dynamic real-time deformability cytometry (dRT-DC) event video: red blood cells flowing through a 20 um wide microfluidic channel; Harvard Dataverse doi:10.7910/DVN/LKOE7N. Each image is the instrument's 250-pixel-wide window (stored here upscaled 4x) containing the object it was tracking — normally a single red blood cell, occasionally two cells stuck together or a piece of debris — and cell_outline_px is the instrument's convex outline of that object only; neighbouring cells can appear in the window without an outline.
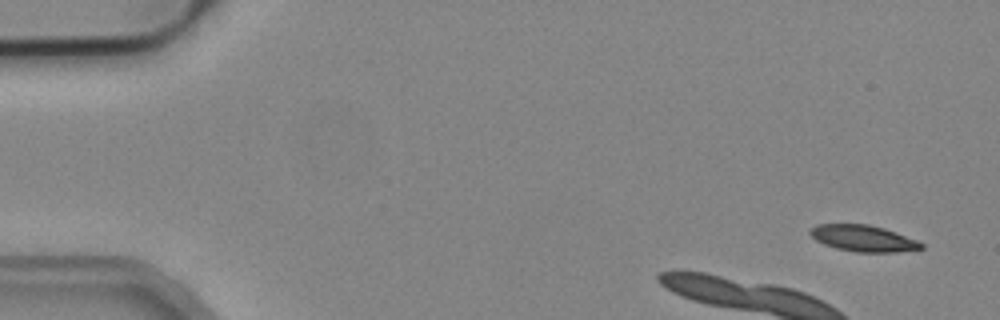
{"species": "common noctule bat (a hibernating species)", "species_latin": "Nyctalus noctula", "temperature_condition": "cold", "stored_images_in_passage": 5, "camera_frame_rate_fps": 3000, "um_per_image_px": 0.085, "animal": {"sex": "male", "body_mass_g": 19.2, "forearm_length_mm": 51.8}, "frame": {"image": 1, "passage_image": 1, "time_ms": 0.0, "image_size_px": [1000, 320], "cell_outline_px": [[924, 248], [896, 252], [856, 252], [836, 248], [824, 244], [816, 240], [808, 232], [808, 228], [816, 224], [868, 224], [884, 228], [896, 232], [916, 240], [924, 244]], "centroid_in_image_um": [73.34, 20.25], "position_along_channel_um": 11.7, "area_um2": 17.11}}
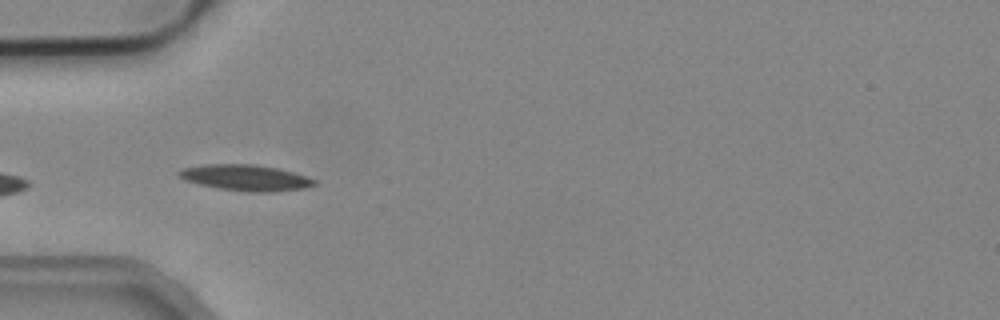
{"frame": {"image": 2, "passage_image": 5, "time_ms": 1.333, "image_size_px": [1000, 320], "cell_outline_px": [[316, 184], [304, 188], [272, 192], [248, 192], [220, 188], [200, 184], [184, 180], [176, 172], [180, 168], [204, 164], [256, 164], [276, 168], [292, 172], [316, 180]], "centroid_in_image_um": [20.84, 15.1], "position_along_channel_um": 64.2, "area_um2": 20.4}}